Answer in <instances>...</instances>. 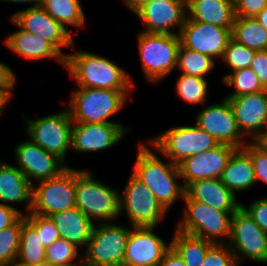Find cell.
Here are the masks:
<instances>
[{
    "instance_id": "cell-1",
    "label": "cell",
    "mask_w": 267,
    "mask_h": 266,
    "mask_svg": "<svg viewBox=\"0 0 267 266\" xmlns=\"http://www.w3.org/2000/svg\"><path fill=\"white\" fill-rule=\"evenodd\" d=\"M138 145L132 174L151 190L158 202L168 212L179 198L183 199L185 196L184 184L178 183V180L181 179L178 165L169 160L161 161L156 154V148L152 145L151 149L143 142H139Z\"/></svg>"
},
{
    "instance_id": "cell-2",
    "label": "cell",
    "mask_w": 267,
    "mask_h": 266,
    "mask_svg": "<svg viewBox=\"0 0 267 266\" xmlns=\"http://www.w3.org/2000/svg\"><path fill=\"white\" fill-rule=\"evenodd\" d=\"M65 67L79 87L132 92L134 86L125 69L111 59L76 47L65 58Z\"/></svg>"
},
{
    "instance_id": "cell-3",
    "label": "cell",
    "mask_w": 267,
    "mask_h": 266,
    "mask_svg": "<svg viewBox=\"0 0 267 266\" xmlns=\"http://www.w3.org/2000/svg\"><path fill=\"white\" fill-rule=\"evenodd\" d=\"M92 171L75 169V205L94 224L114 223L119 219V190L94 180Z\"/></svg>"
},
{
    "instance_id": "cell-4",
    "label": "cell",
    "mask_w": 267,
    "mask_h": 266,
    "mask_svg": "<svg viewBox=\"0 0 267 266\" xmlns=\"http://www.w3.org/2000/svg\"><path fill=\"white\" fill-rule=\"evenodd\" d=\"M128 93L78 87L73 90L67 109L73 123H121L110 119L124 107Z\"/></svg>"
},
{
    "instance_id": "cell-5",
    "label": "cell",
    "mask_w": 267,
    "mask_h": 266,
    "mask_svg": "<svg viewBox=\"0 0 267 266\" xmlns=\"http://www.w3.org/2000/svg\"><path fill=\"white\" fill-rule=\"evenodd\" d=\"M183 200L186 206L184 217L179 220L176 230L217 244L228 242L231 218L235 211L215 209L192 200L186 193Z\"/></svg>"
},
{
    "instance_id": "cell-6",
    "label": "cell",
    "mask_w": 267,
    "mask_h": 266,
    "mask_svg": "<svg viewBox=\"0 0 267 266\" xmlns=\"http://www.w3.org/2000/svg\"><path fill=\"white\" fill-rule=\"evenodd\" d=\"M141 66L149 83H156L176 70L179 34H157L140 31L137 35Z\"/></svg>"
},
{
    "instance_id": "cell-7",
    "label": "cell",
    "mask_w": 267,
    "mask_h": 266,
    "mask_svg": "<svg viewBox=\"0 0 267 266\" xmlns=\"http://www.w3.org/2000/svg\"><path fill=\"white\" fill-rule=\"evenodd\" d=\"M163 157L178 165L184 159L207 150H211L219 143L197 125H180L148 139Z\"/></svg>"
},
{
    "instance_id": "cell-8",
    "label": "cell",
    "mask_w": 267,
    "mask_h": 266,
    "mask_svg": "<svg viewBox=\"0 0 267 266\" xmlns=\"http://www.w3.org/2000/svg\"><path fill=\"white\" fill-rule=\"evenodd\" d=\"M130 225L96 223L93 225L87 247L84 249V266H123Z\"/></svg>"
},
{
    "instance_id": "cell-9",
    "label": "cell",
    "mask_w": 267,
    "mask_h": 266,
    "mask_svg": "<svg viewBox=\"0 0 267 266\" xmlns=\"http://www.w3.org/2000/svg\"><path fill=\"white\" fill-rule=\"evenodd\" d=\"M24 119L29 139L65 163L68 150L71 149L73 127L68 109L34 120L25 116Z\"/></svg>"
},
{
    "instance_id": "cell-10",
    "label": "cell",
    "mask_w": 267,
    "mask_h": 266,
    "mask_svg": "<svg viewBox=\"0 0 267 266\" xmlns=\"http://www.w3.org/2000/svg\"><path fill=\"white\" fill-rule=\"evenodd\" d=\"M227 244L239 265L243 259L267 263V233L255 223L242 206L232 215Z\"/></svg>"
},
{
    "instance_id": "cell-11",
    "label": "cell",
    "mask_w": 267,
    "mask_h": 266,
    "mask_svg": "<svg viewBox=\"0 0 267 266\" xmlns=\"http://www.w3.org/2000/svg\"><path fill=\"white\" fill-rule=\"evenodd\" d=\"M32 185L30 213L50 217L76 207L75 169L67 167L58 176Z\"/></svg>"
},
{
    "instance_id": "cell-12",
    "label": "cell",
    "mask_w": 267,
    "mask_h": 266,
    "mask_svg": "<svg viewBox=\"0 0 267 266\" xmlns=\"http://www.w3.org/2000/svg\"><path fill=\"white\" fill-rule=\"evenodd\" d=\"M119 211L126 213L131 227H157L167 214L151 190L133 174L120 192Z\"/></svg>"
},
{
    "instance_id": "cell-13",
    "label": "cell",
    "mask_w": 267,
    "mask_h": 266,
    "mask_svg": "<svg viewBox=\"0 0 267 266\" xmlns=\"http://www.w3.org/2000/svg\"><path fill=\"white\" fill-rule=\"evenodd\" d=\"M9 19L14 25L26 32L47 40L65 58L68 53H64L62 48L73 49L76 46L70 31L53 19L41 5L17 11Z\"/></svg>"
},
{
    "instance_id": "cell-14",
    "label": "cell",
    "mask_w": 267,
    "mask_h": 266,
    "mask_svg": "<svg viewBox=\"0 0 267 266\" xmlns=\"http://www.w3.org/2000/svg\"><path fill=\"white\" fill-rule=\"evenodd\" d=\"M195 125L211 135L219 144L240 149L248 143L241 134L229 100L225 97L221 102L206 106L198 112Z\"/></svg>"
},
{
    "instance_id": "cell-15",
    "label": "cell",
    "mask_w": 267,
    "mask_h": 266,
    "mask_svg": "<svg viewBox=\"0 0 267 266\" xmlns=\"http://www.w3.org/2000/svg\"><path fill=\"white\" fill-rule=\"evenodd\" d=\"M135 15L145 26V33L179 34L187 18V0H152ZM178 27V31L175 29Z\"/></svg>"
},
{
    "instance_id": "cell-16",
    "label": "cell",
    "mask_w": 267,
    "mask_h": 266,
    "mask_svg": "<svg viewBox=\"0 0 267 266\" xmlns=\"http://www.w3.org/2000/svg\"><path fill=\"white\" fill-rule=\"evenodd\" d=\"M225 98L229 100L241 134L258 142L267 131V91Z\"/></svg>"
},
{
    "instance_id": "cell-17",
    "label": "cell",
    "mask_w": 267,
    "mask_h": 266,
    "mask_svg": "<svg viewBox=\"0 0 267 266\" xmlns=\"http://www.w3.org/2000/svg\"><path fill=\"white\" fill-rule=\"evenodd\" d=\"M232 28L218 27L186 18L179 32L181 45L187 49L222 58L228 41L232 38Z\"/></svg>"
},
{
    "instance_id": "cell-18",
    "label": "cell",
    "mask_w": 267,
    "mask_h": 266,
    "mask_svg": "<svg viewBox=\"0 0 267 266\" xmlns=\"http://www.w3.org/2000/svg\"><path fill=\"white\" fill-rule=\"evenodd\" d=\"M14 152L17 161L15 166L25 174L32 185L54 178L68 167L57 156L45 151L30 139L20 142Z\"/></svg>"
},
{
    "instance_id": "cell-19",
    "label": "cell",
    "mask_w": 267,
    "mask_h": 266,
    "mask_svg": "<svg viewBox=\"0 0 267 266\" xmlns=\"http://www.w3.org/2000/svg\"><path fill=\"white\" fill-rule=\"evenodd\" d=\"M130 131L121 123H73L71 149L75 152H99L114 147Z\"/></svg>"
},
{
    "instance_id": "cell-20",
    "label": "cell",
    "mask_w": 267,
    "mask_h": 266,
    "mask_svg": "<svg viewBox=\"0 0 267 266\" xmlns=\"http://www.w3.org/2000/svg\"><path fill=\"white\" fill-rule=\"evenodd\" d=\"M155 228L130 226L123 266H158L171 241L166 244L155 234Z\"/></svg>"
},
{
    "instance_id": "cell-21",
    "label": "cell",
    "mask_w": 267,
    "mask_h": 266,
    "mask_svg": "<svg viewBox=\"0 0 267 266\" xmlns=\"http://www.w3.org/2000/svg\"><path fill=\"white\" fill-rule=\"evenodd\" d=\"M235 147L219 144L207 150L184 159L178 164L180 177L185 188L192 182L202 179H220Z\"/></svg>"
},
{
    "instance_id": "cell-22",
    "label": "cell",
    "mask_w": 267,
    "mask_h": 266,
    "mask_svg": "<svg viewBox=\"0 0 267 266\" xmlns=\"http://www.w3.org/2000/svg\"><path fill=\"white\" fill-rule=\"evenodd\" d=\"M0 203L11 207L12 203L27 204L25 214L32 207V184L16 166L0 161Z\"/></svg>"
},
{
    "instance_id": "cell-23",
    "label": "cell",
    "mask_w": 267,
    "mask_h": 266,
    "mask_svg": "<svg viewBox=\"0 0 267 266\" xmlns=\"http://www.w3.org/2000/svg\"><path fill=\"white\" fill-rule=\"evenodd\" d=\"M3 42L23 58L37 61L53 58L65 67V57L51 43L21 28L9 34Z\"/></svg>"
},
{
    "instance_id": "cell-24",
    "label": "cell",
    "mask_w": 267,
    "mask_h": 266,
    "mask_svg": "<svg viewBox=\"0 0 267 266\" xmlns=\"http://www.w3.org/2000/svg\"><path fill=\"white\" fill-rule=\"evenodd\" d=\"M185 193L195 201H200L222 211H236L240 206L236 195L225 187L220 179H202L190 183Z\"/></svg>"
},
{
    "instance_id": "cell-25",
    "label": "cell",
    "mask_w": 267,
    "mask_h": 266,
    "mask_svg": "<svg viewBox=\"0 0 267 266\" xmlns=\"http://www.w3.org/2000/svg\"><path fill=\"white\" fill-rule=\"evenodd\" d=\"M234 0H187V18L232 28L235 21Z\"/></svg>"
},
{
    "instance_id": "cell-26",
    "label": "cell",
    "mask_w": 267,
    "mask_h": 266,
    "mask_svg": "<svg viewBox=\"0 0 267 266\" xmlns=\"http://www.w3.org/2000/svg\"><path fill=\"white\" fill-rule=\"evenodd\" d=\"M222 184L235 195L238 191H247L257 183L254 165L250 155L243 149H236L222 171Z\"/></svg>"
},
{
    "instance_id": "cell-27",
    "label": "cell",
    "mask_w": 267,
    "mask_h": 266,
    "mask_svg": "<svg viewBox=\"0 0 267 266\" xmlns=\"http://www.w3.org/2000/svg\"><path fill=\"white\" fill-rule=\"evenodd\" d=\"M55 222L61 239L77 247H87L94 223L77 207H73L50 216Z\"/></svg>"
},
{
    "instance_id": "cell-28",
    "label": "cell",
    "mask_w": 267,
    "mask_h": 266,
    "mask_svg": "<svg viewBox=\"0 0 267 266\" xmlns=\"http://www.w3.org/2000/svg\"><path fill=\"white\" fill-rule=\"evenodd\" d=\"M37 230L22 215L20 248L14 266H31L46 260V248Z\"/></svg>"
},
{
    "instance_id": "cell-29",
    "label": "cell",
    "mask_w": 267,
    "mask_h": 266,
    "mask_svg": "<svg viewBox=\"0 0 267 266\" xmlns=\"http://www.w3.org/2000/svg\"><path fill=\"white\" fill-rule=\"evenodd\" d=\"M214 243L175 229L171 247L179 254L186 266H203L206 252Z\"/></svg>"
},
{
    "instance_id": "cell-30",
    "label": "cell",
    "mask_w": 267,
    "mask_h": 266,
    "mask_svg": "<svg viewBox=\"0 0 267 266\" xmlns=\"http://www.w3.org/2000/svg\"><path fill=\"white\" fill-rule=\"evenodd\" d=\"M232 39L256 51L267 50V30L253 17H235Z\"/></svg>"
},
{
    "instance_id": "cell-31",
    "label": "cell",
    "mask_w": 267,
    "mask_h": 266,
    "mask_svg": "<svg viewBox=\"0 0 267 266\" xmlns=\"http://www.w3.org/2000/svg\"><path fill=\"white\" fill-rule=\"evenodd\" d=\"M40 5L66 29L65 24L77 28L85 25L86 17L80 0H41Z\"/></svg>"
},
{
    "instance_id": "cell-32",
    "label": "cell",
    "mask_w": 267,
    "mask_h": 266,
    "mask_svg": "<svg viewBox=\"0 0 267 266\" xmlns=\"http://www.w3.org/2000/svg\"><path fill=\"white\" fill-rule=\"evenodd\" d=\"M215 60L206 54L187 49L180 45L178 50L177 69L187 74L205 78L215 67Z\"/></svg>"
},
{
    "instance_id": "cell-33",
    "label": "cell",
    "mask_w": 267,
    "mask_h": 266,
    "mask_svg": "<svg viewBox=\"0 0 267 266\" xmlns=\"http://www.w3.org/2000/svg\"><path fill=\"white\" fill-rule=\"evenodd\" d=\"M223 83L234 86V90L225 97H239L245 94L266 91L254 71L249 68L232 71L223 76Z\"/></svg>"
},
{
    "instance_id": "cell-34",
    "label": "cell",
    "mask_w": 267,
    "mask_h": 266,
    "mask_svg": "<svg viewBox=\"0 0 267 266\" xmlns=\"http://www.w3.org/2000/svg\"><path fill=\"white\" fill-rule=\"evenodd\" d=\"M22 229V216L0 231V266H14L18 257Z\"/></svg>"
},
{
    "instance_id": "cell-35",
    "label": "cell",
    "mask_w": 267,
    "mask_h": 266,
    "mask_svg": "<svg viewBox=\"0 0 267 266\" xmlns=\"http://www.w3.org/2000/svg\"><path fill=\"white\" fill-rule=\"evenodd\" d=\"M208 82L206 78L181 74L176 82V94L190 104H204L208 99Z\"/></svg>"
},
{
    "instance_id": "cell-36",
    "label": "cell",
    "mask_w": 267,
    "mask_h": 266,
    "mask_svg": "<svg viewBox=\"0 0 267 266\" xmlns=\"http://www.w3.org/2000/svg\"><path fill=\"white\" fill-rule=\"evenodd\" d=\"M78 248L75 244L60 238L46 248V260L55 266H81L83 257L79 258L81 255Z\"/></svg>"
},
{
    "instance_id": "cell-37",
    "label": "cell",
    "mask_w": 267,
    "mask_h": 266,
    "mask_svg": "<svg viewBox=\"0 0 267 266\" xmlns=\"http://www.w3.org/2000/svg\"><path fill=\"white\" fill-rule=\"evenodd\" d=\"M256 55V50L250 49L234 39L228 41L221 58L225 65L232 71L249 68Z\"/></svg>"
},
{
    "instance_id": "cell-38",
    "label": "cell",
    "mask_w": 267,
    "mask_h": 266,
    "mask_svg": "<svg viewBox=\"0 0 267 266\" xmlns=\"http://www.w3.org/2000/svg\"><path fill=\"white\" fill-rule=\"evenodd\" d=\"M25 218L37 230L45 248L61 238L55 222L51 217L28 213L25 214Z\"/></svg>"
},
{
    "instance_id": "cell-39",
    "label": "cell",
    "mask_w": 267,
    "mask_h": 266,
    "mask_svg": "<svg viewBox=\"0 0 267 266\" xmlns=\"http://www.w3.org/2000/svg\"><path fill=\"white\" fill-rule=\"evenodd\" d=\"M203 266H240L227 243H214L206 252Z\"/></svg>"
},
{
    "instance_id": "cell-40",
    "label": "cell",
    "mask_w": 267,
    "mask_h": 266,
    "mask_svg": "<svg viewBox=\"0 0 267 266\" xmlns=\"http://www.w3.org/2000/svg\"><path fill=\"white\" fill-rule=\"evenodd\" d=\"M243 149L250 155L255 171L256 182L267 184V150L259 142H248Z\"/></svg>"
},
{
    "instance_id": "cell-41",
    "label": "cell",
    "mask_w": 267,
    "mask_h": 266,
    "mask_svg": "<svg viewBox=\"0 0 267 266\" xmlns=\"http://www.w3.org/2000/svg\"><path fill=\"white\" fill-rule=\"evenodd\" d=\"M241 206L252 217L255 223L267 233V197L255 199L250 203L249 207L243 204Z\"/></svg>"
},
{
    "instance_id": "cell-42",
    "label": "cell",
    "mask_w": 267,
    "mask_h": 266,
    "mask_svg": "<svg viewBox=\"0 0 267 266\" xmlns=\"http://www.w3.org/2000/svg\"><path fill=\"white\" fill-rule=\"evenodd\" d=\"M267 7V0H234L237 17H254Z\"/></svg>"
},
{
    "instance_id": "cell-43",
    "label": "cell",
    "mask_w": 267,
    "mask_h": 266,
    "mask_svg": "<svg viewBox=\"0 0 267 266\" xmlns=\"http://www.w3.org/2000/svg\"><path fill=\"white\" fill-rule=\"evenodd\" d=\"M16 75L14 71L6 64L0 61V91L10 100L13 95V89L16 84Z\"/></svg>"
},
{
    "instance_id": "cell-44",
    "label": "cell",
    "mask_w": 267,
    "mask_h": 266,
    "mask_svg": "<svg viewBox=\"0 0 267 266\" xmlns=\"http://www.w3.org/2000/svg\"><path fill=\"white\" fill-rule=\"evenodd\" d=\"M250 68L257 75L261 84L267 88V50L256 51Z\"/></svg>"
},
{
    "instance_id": "cell-45",
    "label": "cell",
    "mask_w": 267,
    "mask_h": 266,
    "mask_svg": "<svg viewBox=\"0 0 267 266\" xmlns=\"http://www.w3.org/2000/svg\"><path fill=\"white\" fill-rule=\"evenodd\" d=\"M23 214L20 209L0 203V231L13 225Z\"/></svg>"
},
{
    "instance_id": "cell-46",
    "label": "cell",
    "mask_w": 267,
    "mask_h": 266,
    "mask_svg": "<svg viewBox=\"0 0 267 266\" xmlns=\"http://www.w3.org/2000/svg\"><path fill=\"white\" fill-rule=\"evenodd\" d=\"M158 266H186L179 254L172 248L164 254Z\"/></svg>"
},
{
    "instance_id": "cell-47",
    "label": "cell",
    "mask_w": 267,
    "mask_h": 266,
    "mask_svg": "<svg viewBox=\"0 0 267 266\" xmlns=\"http://www.w3.org/2000/svg\"><path fill=\"white\" fill-rule=\"evenodd\" d=\"M152 0H123L126 6L132 11V13H136L142 6Z\"/></svg>"
},
{
    "instance_id": "cell-48",
    "label": "cell",
    "mask_w": 267,
    "mask_h": 266,
    "mask_svg": "<svg viewBox=\"0 0 267 266\" xmlns=\"http://www.w3.org/2000/svg\"><path fill=\"white\" fill-rule=\"evenodd\" d=\"M267 30V7L253 17Z\"/></svg>"
},
{
    "instance_id": "cell-49",
    "label": "cell",
    "mask_w": 267,
    "mask_h": 266,
    "mask_svg": "<svg viewBox=\"0 0 267 266\" xmlns=\"http://www.w3.org/2000/svg\"><path fill=\"white\" fill-rule=\"evenodd\" d=\"M12 2V3H22V4H25V3H29V4H32L30 6V8L32 7H36V6H39L41 4V0H0V2Z\"/></svg>"
},
{
    "instance_id": "cell-50",
    "label": "cell",
    "mask_w": 267,
    "mask_h": 266,
    "mask_svg": "<svg viewBox=\"0 0 267 266\" xmlns=\"http://www.w3.org/2000/svg\"><path fill=\"white\" fill-rule=\"evenodd\" d=\"M10 99L0 91V116H2L3 111L5 110V106L8 104Z\"/></svg>"
},
{
    "instance_id": "cell-51",
    "label": "cell",
    "mask_w": 267,
    "mask_h": 266,
    "mask_svg": "<svg viewBox=\"0 0 267 266\" xmlns=\"http://www.w3.org/2000/svg\"><path fill=\"white\" fill-rule=\"evenodd\" d=\"M267 150V131L265 135L258 141Z\"/></svg>"
},
{
    "instance_id": "cell-52",
    "label": "cell",
    "mask_w": 267,
    "mask_h": 266,
    "mask_svg": "<svg viewBox=\"0 0 267 266\" xmlns=\"http://www.w3.org/2000/svg\"><path fill=\"white\" fill-rule=\"evenodd\" d=\"M31 266H55V265H53L51 262L45 260V261L39 262L38 264L31 265Z\"/></svg>"
}]
</instances>
